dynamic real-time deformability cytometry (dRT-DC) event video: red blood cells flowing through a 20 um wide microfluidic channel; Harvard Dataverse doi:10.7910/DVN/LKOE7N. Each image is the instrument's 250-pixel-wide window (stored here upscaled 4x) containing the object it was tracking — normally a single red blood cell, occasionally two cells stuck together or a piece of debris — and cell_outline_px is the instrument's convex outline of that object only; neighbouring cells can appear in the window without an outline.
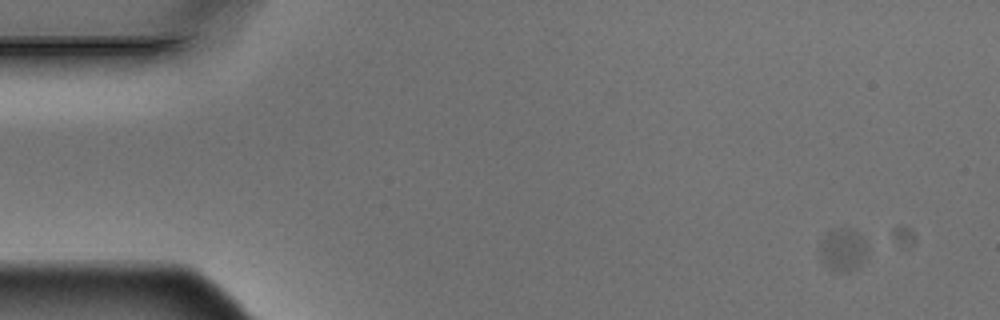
{"species": "Egyptian fruit bat (a non-hibernating species)", "species_latin": "Rousettus aegyptiacus", "temperature_condition": "warm", "stored_images_in_passage": 8, "camera_frame_rate_fps": 3000, "um_per_image_px": 0.085, "animal": {"sex": "male"}, "frame": {"image": 1, "passage_image": 1, "time_ms": 0.0, "image_size_px": [1000, 320], "cell_outline_px": [[864, 256], [860, 264], [852, 268], [832, 268], [828, 264], [820, 248], [820, 244], [824, 236], [828, 232], [836, 228], [848, 228], [856, 232], [864, 240]], "centroid_in_image_um": [71.64, 21.11], "position_along_channel_um": 13.4, "area_um2": 10.4}}
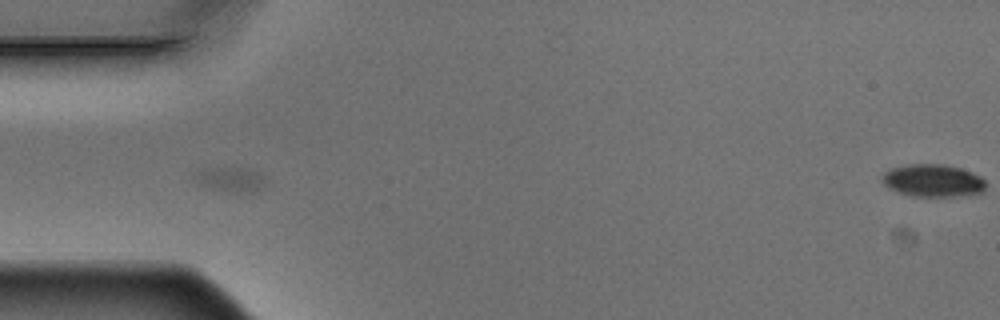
{"frame": {"image": 2, "passage_image": 5, "time_ms": 1.333, "image_size_px": [1000, 320], "cell_outline_px": [[264, 188], [240, 196], [204, 188], [192, 176], [192, 172], [208, 168], [236, 168], [256, 172], [260, 176], [264, 184]], "centroid_in_image_um": [19.5, 15.34], "position_along_channel_um": 65.5, "area_um2": 10.58}}